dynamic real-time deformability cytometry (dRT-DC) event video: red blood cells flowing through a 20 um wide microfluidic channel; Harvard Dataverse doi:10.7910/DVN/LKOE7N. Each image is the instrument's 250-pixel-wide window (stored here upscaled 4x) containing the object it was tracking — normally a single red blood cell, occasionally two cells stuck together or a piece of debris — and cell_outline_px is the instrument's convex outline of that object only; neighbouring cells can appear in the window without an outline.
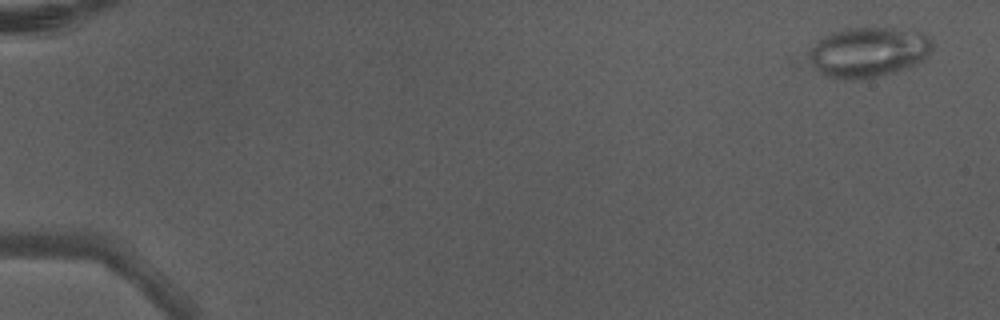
{"species": "Egyptian fruit bat (a non-hibernating species)", "species_latin": "Rousettus aegyptiacus", "temperature_condition": "warm", "stored_images_in_passage": 4, "camera_frame_rate_fps": 3000, "um_per_image_px": 0.085, "animal": {"sex": "male"}, "frame": {"image": 1, "passage_image": 1, "time_ms": 0.0, "image_size_px": [1000, 320], "cell_outline_px": [[932, 48], [924, 60], [896, 72], [876, 76], [852, 80], [844, 80], [824, 76], [808, 60], [808, 52], [824, 36], [832, 32], [844, 28], [892, 28], [916, 32], [928, 36], [932, 40]], "centroid_in_image_um": [73.79, 4.44], "position_along_channel_um": 11.2, "area_um2": 35.84}}